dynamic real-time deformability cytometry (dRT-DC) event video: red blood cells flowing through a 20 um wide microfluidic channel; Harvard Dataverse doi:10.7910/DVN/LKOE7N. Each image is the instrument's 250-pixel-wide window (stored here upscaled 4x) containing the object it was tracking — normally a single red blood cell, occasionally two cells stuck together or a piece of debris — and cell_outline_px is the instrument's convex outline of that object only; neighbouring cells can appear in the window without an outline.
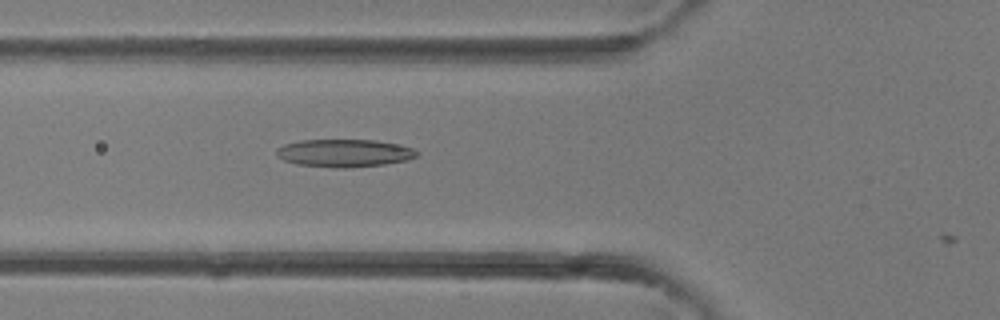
{"species": "common noctule bat (a hibernating species)", "species_latin": "Nyctalus noctula", "temperature_condition": "room temperature", "stored_images_in_passage": 24, "camera_frame_rate_fps": 3000, "um_per_image_px": 0.085, "animal": {"sex": "female"}, "frame": {"image": 1, "passage_image": 3, "time_ms": 0.667, "image_size_px": [1000, 320], "cell_outline_px": [[420, 152], [416, 156], [408, 160], [384, 164], [348, 168], [336, 168], [296, 164], [284, 160], [276, 156], [276, 148], [284, 144], [300, 140], [376, 140], [396, 144], [412, 148]], "centroid_in_image_um": [29.24, 13.01], "position_along_channel_um": 96.6, "area_um2": 22.77}}
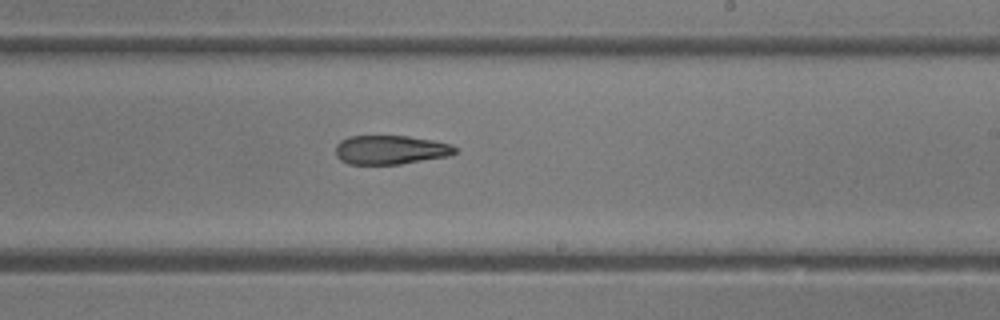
{"frame": {"image": 2, "passage_image": 12, "time_ms": 3.667, "image_size_px": [1000, 320], "cell_outline_px": [[456, 152], [448, 156], [400, 164], [348, 164], [340, 160], [336, 156], [336, 144], [340, 140], [348, 136], [408, 136], [432, 140], [452, 144], [456, 148]], "centroid_in_image_um": [33.17, 12.73], "position_along_channel_um": 255.8, "area_um2": 20.23}}
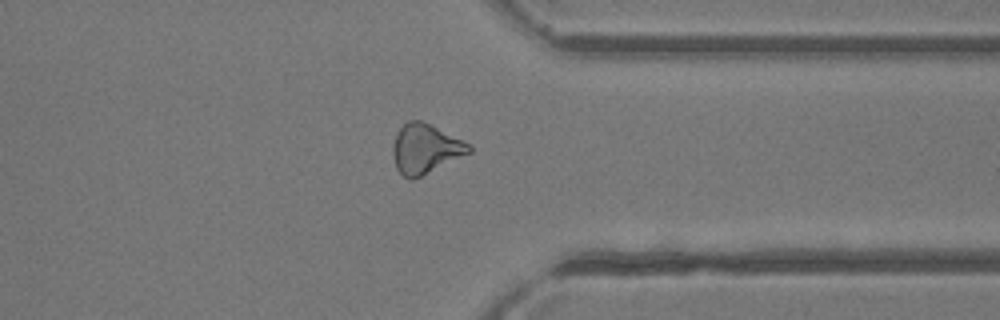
{"frame": {"image": 3, "passage_image": 19, "time_ms": 6.0, "image_size_px": [1000, 320], "cell_outline_px": [[472, 152], [412, 180], [408, 180], [396, 168], [392, 152], [392, 148], [396, 136], [400, 128], [408, 120], [420, 120], [472, 144]], "centroid_in_image_um": [36.17, 12.65], "position_along_channel_um": 375.2, "area_um2": 21.79}}